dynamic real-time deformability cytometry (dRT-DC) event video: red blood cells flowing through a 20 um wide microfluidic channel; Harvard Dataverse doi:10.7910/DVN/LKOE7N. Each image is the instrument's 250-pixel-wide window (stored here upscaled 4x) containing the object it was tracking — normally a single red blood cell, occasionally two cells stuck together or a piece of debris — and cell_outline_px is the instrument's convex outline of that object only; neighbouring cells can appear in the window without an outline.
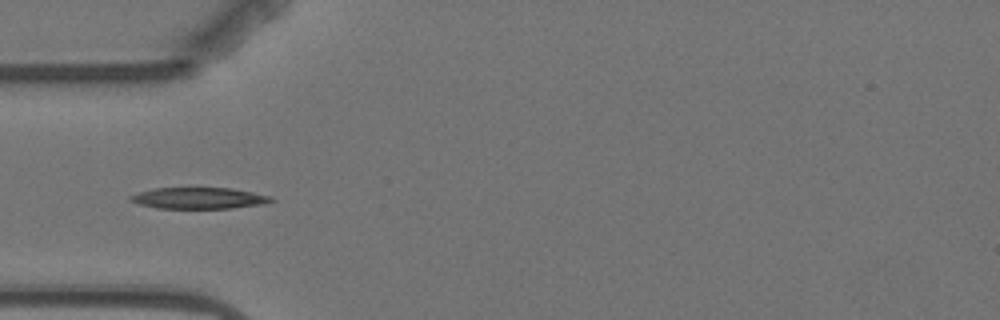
{"species": "Egyptian fruit bat (a non-hibernating species)", "species_latin": "Rousettus aegyptiacus", "temperature_condition": "warm", "stored_images_in_passage": 2, "camera_frame_rate_fps": 3000, "um_per_image_px": 0.085, "animal": {"sex": "female"}, "frame": {"image": 1, "passage_image": 1, "time_ms": 0.0, "image_size_px": [1000, 320], "cell_outline_px": [[276, 200], [264, 204], [232, 208], [156, 208], [140, 204], [128, 200], [128, 196], [140, 192], [156, 188], [232, 188], [272, 196]], "centroid_in_image_um": [16.94, 16.84], "position_along_channel_um": 68.1, "area_um2": 17.46}}
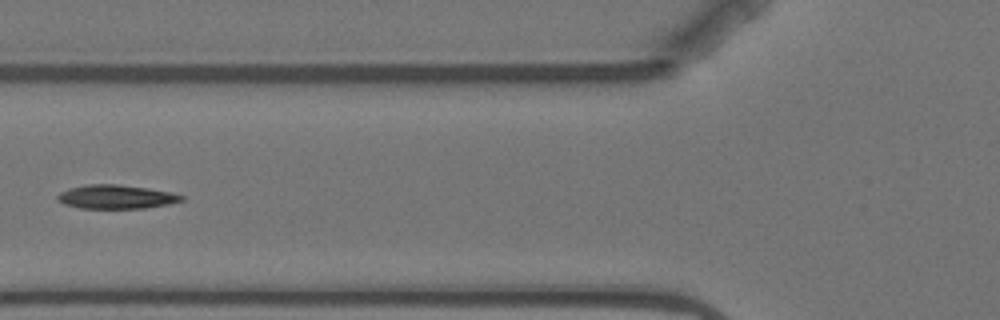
{"frame": {"image": 2, "passage_image": 2, "time_ms": 1.333, "image_size_px": [1000, 320], "cell_outline_px": [[184, 200], [168, 204], [144, 208], [80, 208], [64, 204], [56, 200], [56, 196], [60, 192], [68, 188], [88, 184], [116, 184], [144, 188], [168, 192], [184, 196]], "centroid_in_image_um": [9.8, 16.73], "position_along_channel_um": 116.0, "area_um2": 17.05}}